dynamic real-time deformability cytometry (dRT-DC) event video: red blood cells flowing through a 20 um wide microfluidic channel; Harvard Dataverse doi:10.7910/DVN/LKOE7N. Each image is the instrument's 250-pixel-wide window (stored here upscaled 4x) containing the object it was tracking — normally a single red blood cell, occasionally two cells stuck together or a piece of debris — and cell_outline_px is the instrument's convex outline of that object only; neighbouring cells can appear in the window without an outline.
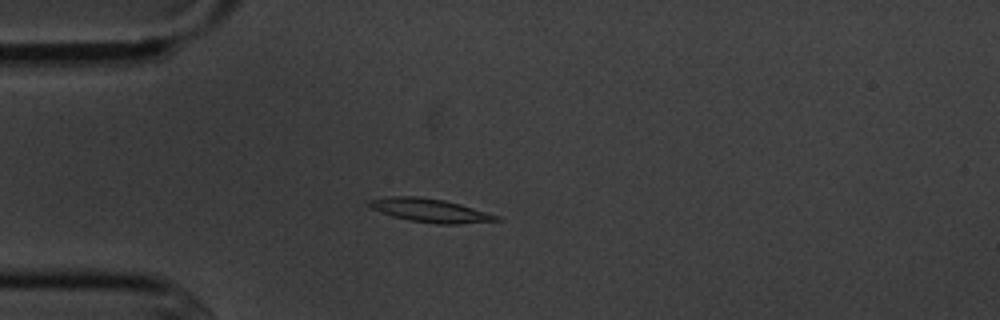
{"species": "common noctule bat (a hibernating species)", "species_latin": "Nyctalus noctula", "temperature_condition": "cold", "stored_images_in_passage": 4, "camera_frame_rate_fps": 3000, "um_per_image_px": 0.085, "animal": {"sex": "male", "body_mass_g": 20.1, "forearm_length_mm": 53.5}, "frame": {"image": 1, "passage_image": 4, "time_ms": 3.333, "image_size_px": [1000, 320], "cell_outline_px": [[500, 220], [456, 224], [436, 224], [412, 220], [392, 216], [368, 208], [368, 200], [392, 196], [420, 196], [444, 200], [460, 204], [500, 216]], "centroid_in_image_um": [36.52, 17.87], "position_along_channel_um": 48.5, "area_um2": 17.34}}